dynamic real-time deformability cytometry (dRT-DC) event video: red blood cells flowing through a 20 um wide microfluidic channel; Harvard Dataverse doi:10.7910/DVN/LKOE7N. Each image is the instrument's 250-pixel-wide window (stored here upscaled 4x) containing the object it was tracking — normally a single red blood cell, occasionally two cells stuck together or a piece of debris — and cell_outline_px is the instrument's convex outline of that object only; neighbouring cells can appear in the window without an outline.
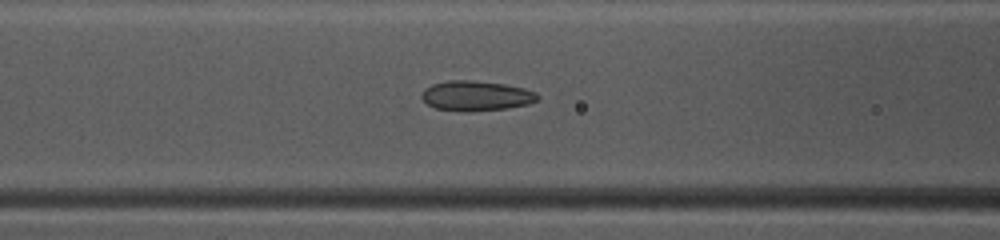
{"species": "common noctule bat (a hibernating species)", "species_latin": "Nyctalus noctula", "temperature_condition": "warm", "stored_images_in_passage": 48, "camera_frame_rate_fps": 3000, "um_per_image_px": 0.085, "animal": {"sex": "female", "body_mass_g": 10.0, "forearm_length_mm": 53.1}, "frame": {"image": 1, "passage_image": 20, "time_ms": 6.333, "image_size_px": [1000, 240], "cell_outline_px": [[540, 96], [536, 100], [528, 104], [504, 108], [472, 112], [468, 112], [436, 108], [428, 104], [420, 96], [424, 88], [432, 84], [448, 80], [468, 80], [504, 84], [524, 88], [536, 92]], "centroid_in_image_um": [40.45, 8.14], "position_along_channel_um": 126.1, "area_um2": 20.17}}
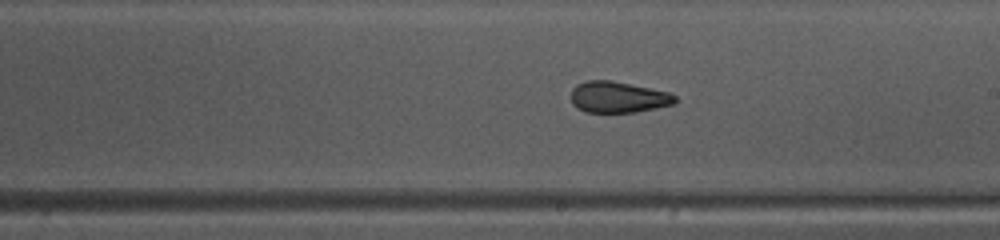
{"frame": {"image": 2, "passage_image": 28, "time_ms": 9.0, "image_size_px": [1000, 240], "cell_outline_px": [[676, 104], [636, 112], [584, 112], [572, 104], [572, 88], [576, 84], [588, 80], [612, 80], [668, 92], [676, 96]], "centroid_in_image_um": [52.54, 8.25], "position_along_channel_um": 236.5, "area_um2": 18.96}}
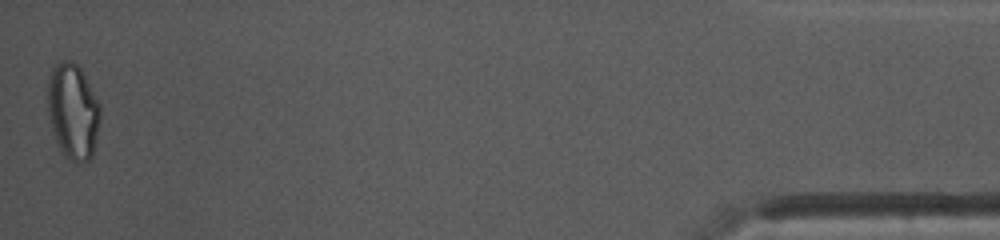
{"frame": {"image": 3, "passage_image": 48, "time_ms": 15.667, "image_size_px": [1000, 240], "cell_outline_px": [[100, 120], [92, 156], [84, 164], [76, 164], [64, 156], [56, 140], [48, 116], [48, 76], [52, 68], [56, 64], [64, 60], [72, 60], [84, 72], [100, 104]], "centroid_in_image_um": [6.21, 9.46], "position_along_channel_um": 429.0, "area_um2": 29.59}, "authors_computed_cell_mechanics": {"area_um2": 21.3282, "velocity_mm_per_s": 4.1326, "shape_relaxation_time_tau1_ms": 8.2781, "shape_relaxation_time_tau2_ms": 1.6451, "deformation_change_tau1": 0.1865, "deformation_change_tau2": 0.0914}}